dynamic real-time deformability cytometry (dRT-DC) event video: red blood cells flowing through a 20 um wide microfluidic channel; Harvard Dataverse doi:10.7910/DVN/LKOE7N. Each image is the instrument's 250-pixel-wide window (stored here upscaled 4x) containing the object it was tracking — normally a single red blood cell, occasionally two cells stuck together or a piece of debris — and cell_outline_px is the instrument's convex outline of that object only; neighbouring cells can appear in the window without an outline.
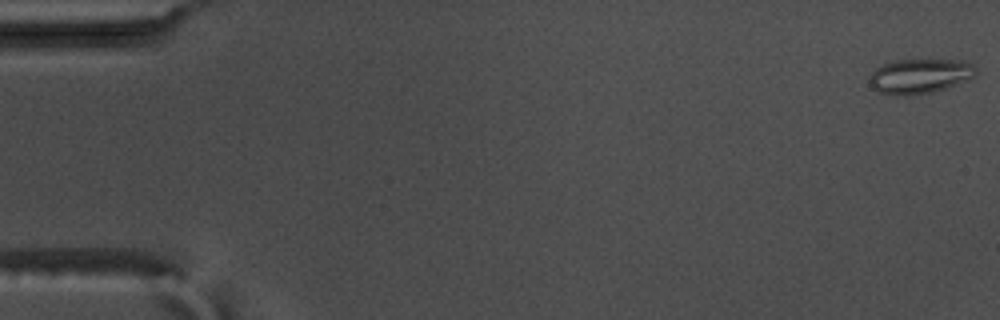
{"species": "common noctule bat (a hibernating species)", "species_latin": "Nyctalus noctula", "temperature_condition": "warm", "stored_images_in_passage": 15, "camera_frame_rate_fps": 3000, "um_per_image_px": 0.085, "animal": {"sex": "male", "body_mass_g": 17.5, "forearm_length_mm": 52.3}, "frame": {"image": 1, "passage_image": 1, "time_ms": 0.0, "image_size_px": [1000, 320], "cell_outline_px": [[976, 76], [944, 88], [932, 92], [912, 96], [892, 96], [876, 92], [868, 84], [868, 80], [872, 72], [880, 64], [896, 60], [964, 60], [972, 64], [976, 68]], "centroid_in_image_um": [78.11, 6.48], "position_along_channel_um": 6.9, "area_um2": 21.91}}